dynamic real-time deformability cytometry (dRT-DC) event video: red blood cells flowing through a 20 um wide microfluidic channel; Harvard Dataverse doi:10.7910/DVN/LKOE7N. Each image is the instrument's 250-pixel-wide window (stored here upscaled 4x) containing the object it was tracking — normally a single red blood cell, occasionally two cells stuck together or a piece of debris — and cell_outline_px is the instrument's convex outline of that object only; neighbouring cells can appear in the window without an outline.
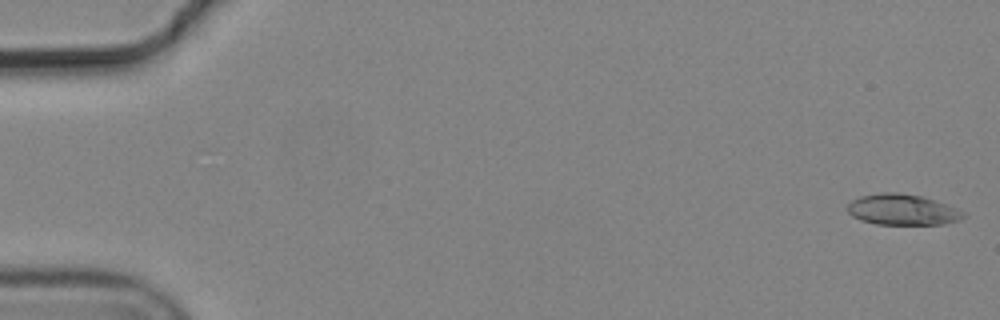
{"species": "common noctule bat (a hibernating species)", "species_latin": "Nyctalus noctula", "temperature_condition": "cold", "stored_images_in_passage": 8, "camera_frame_rate_fps": 3000, "um_per_image_px": 0.085, "animal": {"sex": "male", "body_mass_g": 19.2, "forearm_length_mm": 51.8}, "frame": {"image": 1, "passage_image": 1, "time_ms": 0.0, "image_size_px": [1000, 320], "cell_outline_px": [[968, 216], [960, 220], [944, 224], [876, 224], [860, 220], [852, 216], [848, 212], [848, 204], [852, 200], [860, 196], [880, 192], [896, 192], [920, 196], [956, 208], [964, 212]], "centroid_in_image_um": [76.69, 17.83], "position_along_channel_um": 8.3, "area_um2": 20.75}}
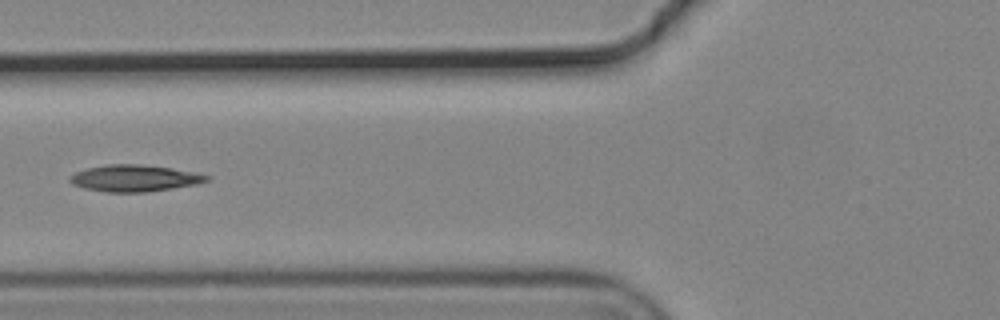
{"frame": {"image": 2, "passage_image": 6, "time_ms": 1.667, "image_size_px": [1000, 320], "cell_outline_px": [[212, 176], [208, 180], [196, 184], [148, 192], [104, 192], [84, 188], [72, 184], [68, 180], [68, 176], [76, 172], [88, 168], [108, 164], [136, 164], [172, 168], [196, 172]], "centroid_in_image_um": [11.42, 15.15], "position_along_channel_um": 114.4, "area_um2": 21.27}}
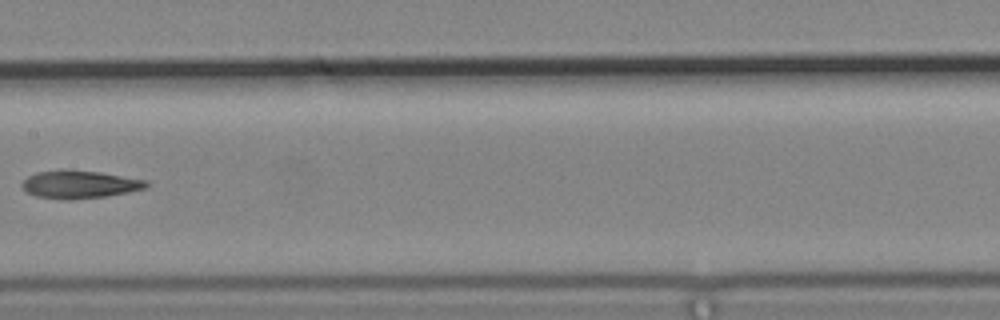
{"frame": {"image": 3, "passage_image": 8, "time_ms": 2.333, "image_size_px": [1000, 320], "cell_outline_px": [[152, 184], [148, 188], [128, 192], [104, 196], [72, 200], [60, 200], [36, 196], [28, 192], [20, 184], [28, 176], [36, 172], [100, 172], [148, 180]], "centroid_in_image_um": [6.84, 15.71], "position_along_channel_um": 200.6, "area_um2": 19.71}}